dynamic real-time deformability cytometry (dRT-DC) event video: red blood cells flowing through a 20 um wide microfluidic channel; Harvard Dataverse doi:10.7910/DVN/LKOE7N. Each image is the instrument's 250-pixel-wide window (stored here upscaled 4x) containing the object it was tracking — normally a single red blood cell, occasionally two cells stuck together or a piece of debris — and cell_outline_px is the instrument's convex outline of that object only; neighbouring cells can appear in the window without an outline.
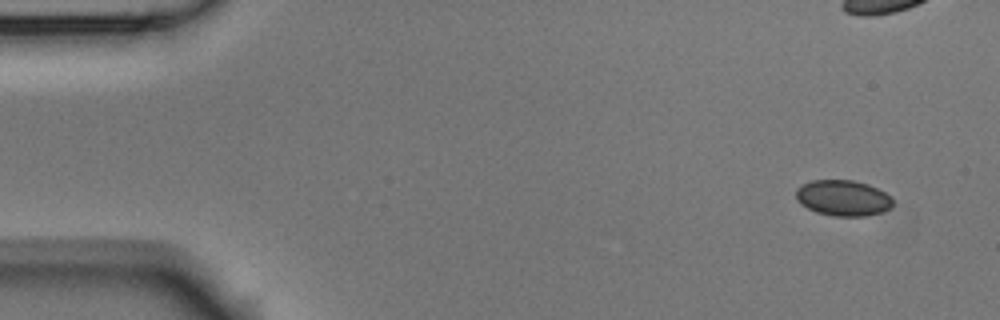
{"species": "Egyptian fruit bat (a non-hibernating species)", "species_latin": "Rousettus aegyptiacus", "temperature_condition": "room temperature", "stored_images_in_passage": 7, "camera_frame_rate_fps": 3000, "um_per_image_px": 0.085, "animal": {"sex": "male"}, "frame": {"image": 1, "passage_image": 1, "time_ms": 0.0, "image_size_px": [1000, 320], "cell_outline_px": [[892, 208], [880, 212], [864, 216], [832, 216], [816, 212], [800, 204], [796, 200], [796, 188], [800, 184], [812, 180], [852, 180], [868, 184], [884, 192], [892, 200]], "centroid_in_image_um": [71.61, 16.82], "position_along_channel_um": 13.4, "area_um2": 20.23}}